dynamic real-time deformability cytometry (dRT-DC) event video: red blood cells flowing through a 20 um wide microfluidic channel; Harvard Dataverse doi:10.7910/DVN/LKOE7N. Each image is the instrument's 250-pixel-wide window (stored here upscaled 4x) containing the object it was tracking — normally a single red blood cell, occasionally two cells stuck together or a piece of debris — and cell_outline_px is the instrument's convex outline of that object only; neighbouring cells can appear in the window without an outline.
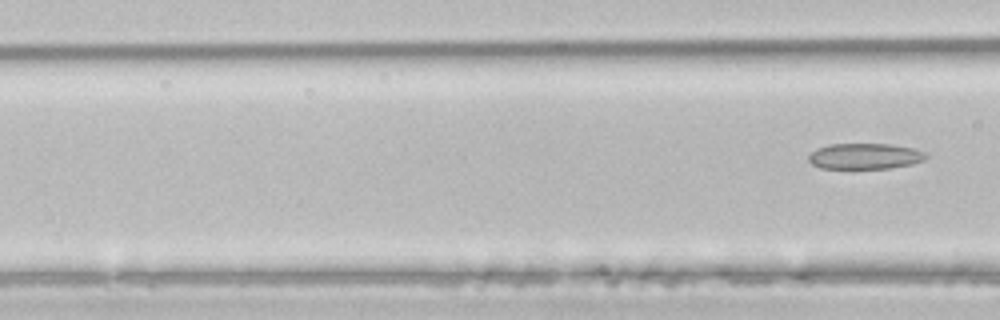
{"species": "common noctule bat (a hibernating species)", "species_latin": "Nyctalus noctula", "temperature_condition": "room temperature", "stored_images_in_passage": 7, "segment_of_instrument_passage": [2, 2], "camera_frame_rate_fps": 3000, "um_per_image_px": 0.085, "animal": {"sex": "male", "body_mass_g": 21.5, "forearm_length_mm": 52.0}, "frame": {"image": 1, "passage_image": 7, "time_ms": 2.0, "image_size_px": [1000, 320], "cell_outline_px": [[928, 156], [924, 160], [912, 164], [888, 168], [820, 168], [812, 164], [808, 160], [808, 156], [816, 148], [828, 144], [888, 144], [912, 148], [928, 152]], "centroid_in_image_um": [73.52, 13.27], "position_along_channel_um": 93.1, "area_um2": 17.69}}